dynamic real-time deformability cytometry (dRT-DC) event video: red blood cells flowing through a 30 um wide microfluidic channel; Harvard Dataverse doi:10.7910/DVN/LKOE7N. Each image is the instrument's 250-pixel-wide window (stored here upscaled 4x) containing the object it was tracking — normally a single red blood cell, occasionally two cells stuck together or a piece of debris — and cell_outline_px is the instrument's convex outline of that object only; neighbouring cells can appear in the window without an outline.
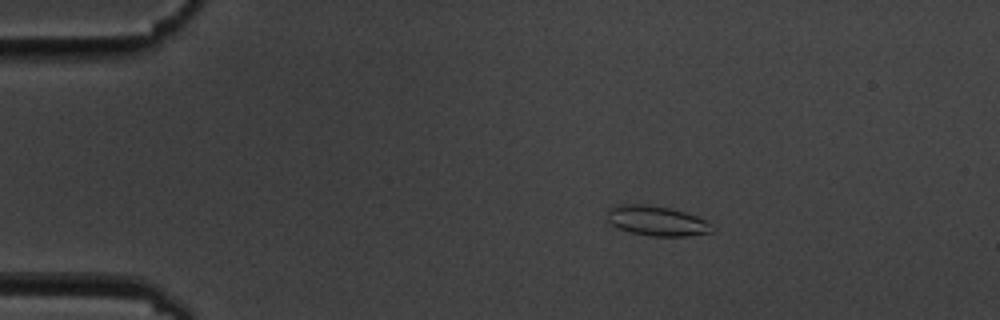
{"species": "common noctule bat (a hibernating species)", "species_latin": "Nyctalus noctula", "temperature_condition": "cold", "stored_images_in_passage": 5, "camera_frame_rate_fps": 3000, "um_per_image_px": 0.085, "animal": {"sex": "male", "body_mass_g": 19.5, "forearm_length_mm": 54.6}, "frame": {"image": 1, "passage_image": 4, "time_ms": 3.333, "image_size_px": [1000, 320], "cell_outline_px": [[712, 232], [688, 236], [648, 236], [616, 228], [608, 220], [608, 208], [616, 204], [644, 204], [668, 208], [684, 212], [708, 220]], "centroid_in_image_um": [55.79, 18.77], "position_along_channel_um": 29.2, "area_um2": 18.21}}